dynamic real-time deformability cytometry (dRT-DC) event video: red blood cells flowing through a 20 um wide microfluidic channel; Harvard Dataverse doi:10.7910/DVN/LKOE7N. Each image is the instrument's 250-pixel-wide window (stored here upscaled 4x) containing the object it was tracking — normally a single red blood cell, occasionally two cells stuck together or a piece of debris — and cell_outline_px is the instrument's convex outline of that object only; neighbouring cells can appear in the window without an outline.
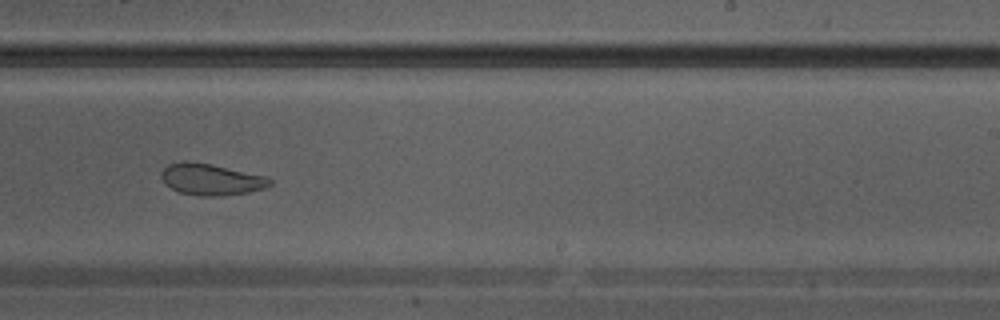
{"species": "Egyptian fruit bat (a non-hibernating species)", "species_latin": "Rousettus aegyptiacus", "temperature_condition": "warm", "stored_images_in_passage": 30, "camera_frame_rate_fps": 3000, "um_per_image_px": 0.085, "animal": {"sex": "male"}, "frame": {"image": 1, "passage_image": 18, "time_ms": 5.667, "image_size_px": [1000, 320], "cell_outline_px": [[272, 184], [264, 188], [248, 192], [216, 196], [200, 196], [180, 192], [164, 184], [160, 176], [160, 172], [168, 164], [184, 160], [212, 164], [268, 176], [272, 180]], "centroid_in_image_um": [17.93, 15.23], "position_along_channel_um": 271.1, "area_um2": 20.06}}